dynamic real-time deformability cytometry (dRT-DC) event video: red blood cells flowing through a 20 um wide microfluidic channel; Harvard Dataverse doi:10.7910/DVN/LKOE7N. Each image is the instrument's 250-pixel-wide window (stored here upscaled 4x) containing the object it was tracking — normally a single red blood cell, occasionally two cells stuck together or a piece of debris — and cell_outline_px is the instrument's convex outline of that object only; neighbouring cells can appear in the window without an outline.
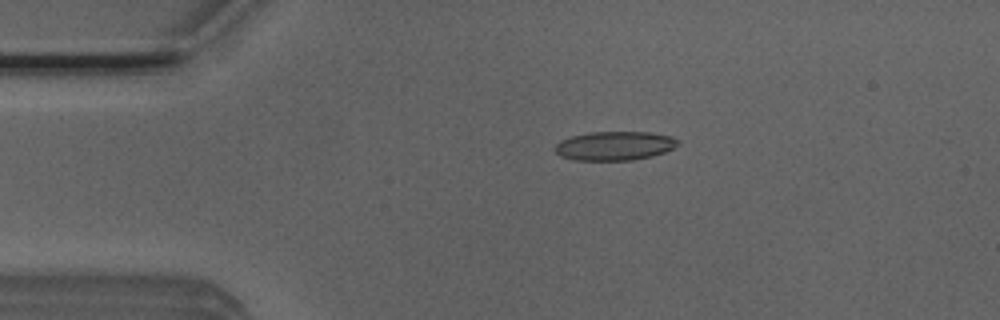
{"species": "Egyptian fruit bat (a non-hibernating species)", "species_latin": "Rousettus aegyptiacus", "temperature_condition": "room temperature", "stored_images_in_passage": 49, "camera_frame_rate_fps": 3000, "um_per_image_px": 0.085, "animal": {"sex": "male"}, "frame": {"image": 1, "passage_image": 7, "time_ms": 2.0, "image_size_px": [1000, 320], "cell_outline_px": [[680, 144], [664, 152], [652, 156], [632, 160], [576, 160], [560, 156], [556, 152], [556, 144], [560, 140], [572, 136], [592, 132], [648, 132], [672, 136], [680, 140]], "centroid_in_image_um": [52.27, 12.39], "position_along_channel_um": 32.7, "area_um2": 20.69}}
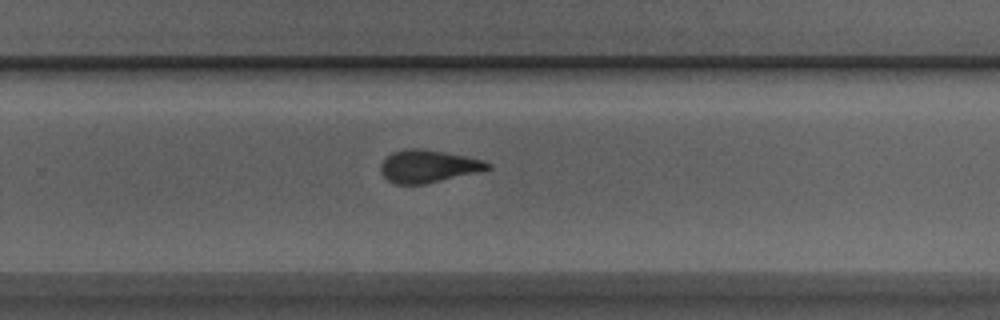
{"frame": {"image": 2, "passage_image": 30, "time_ms": 9.667, "image_size_px": [1000, 320], "cell_outline_px": [[492, 168], [476, 172], [424, 184], [396, 184], [388, 180], [380, 172], [380, 164], [392, 152], [404, 148], [420, 148], [444, 152], [484, 160], [492, 164]], "centroid_in_image_um": [36.37, 14.12], "position_along_channel_um": 293.4, "area_um2": 20.17}}
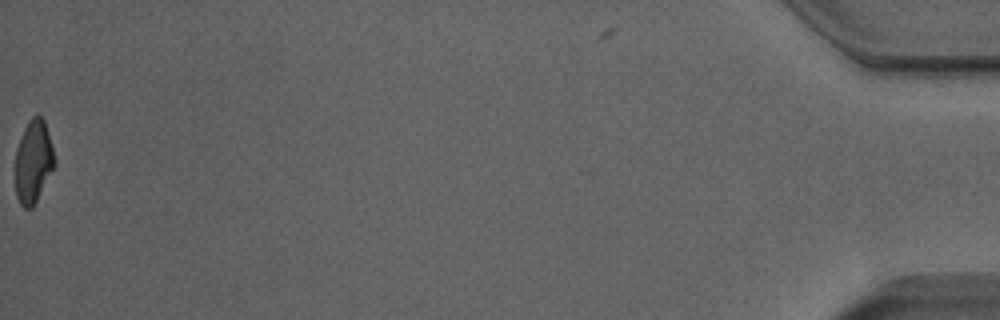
{"frame": {"image": 3, "passage_image": 49, "time_ms": 16.0, "image_size_px": [1000, 320], "cell_outline_px": [[56, 164], [32, 208], [24, 208], [20, 204], [16, 196], [16, 148], [24, 128], [32, 116], [40, 116], [44, 120], [52, 144], [56, 160]], "centroid_in_image_um": [2.85, 13.73], "position_along_channel_um": 432.4, "area_um2": 18.84}, "authors_computed_cell_mechanics": {"area_um2": 20.4612, "velocity_mm_per_s": 3.9217, "shape_relaxation_time_tau1_ms": 7.1187, "shape_relaxation_time_tau2_ms": 1.9147, "deformation_change_tau1": 0.2226, "deformation_change_tau2": 0.1113}}